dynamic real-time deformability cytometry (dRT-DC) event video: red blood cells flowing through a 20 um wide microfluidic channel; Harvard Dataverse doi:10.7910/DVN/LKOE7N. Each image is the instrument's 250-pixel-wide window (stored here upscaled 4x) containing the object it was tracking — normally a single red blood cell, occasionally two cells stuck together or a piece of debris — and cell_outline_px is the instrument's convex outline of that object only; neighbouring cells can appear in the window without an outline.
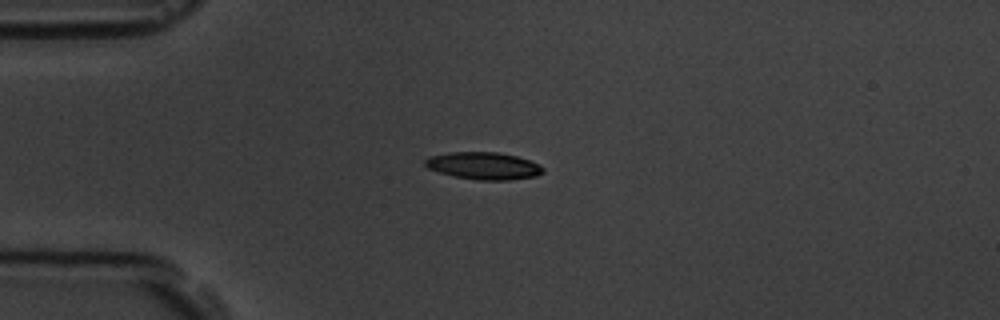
{"species": "common noctule bat (a hibernating species)", "species_latin": "Nyctalus noctula", "temperature_condition": "room temperature", "stored_images_in_passage": 9, "camera_frame_rate_fps": 3000, "um_per_image_px": 0.085, "animal": {"sex": "male", "body_mass_g": 19.5, "forearm_length_mm": 54.6}, "frame": {"image": 1, "passage_image": 4, "time_ms": 3.667, "image_size_px": [1000, 320], "cell_outline_px": [[544, 172], [536, 176], [508, 180], [476, 180], [452, 176], [428, 168], [424, 164], [424, 160], [428, 156], [452, 152], [496, 152], [516, 156], [540, 164], [544, 168]], "centroid_in_image_um": [41.1, 14.09], "position_along_channel_um": 43.9, "area_um2": 18.79}}
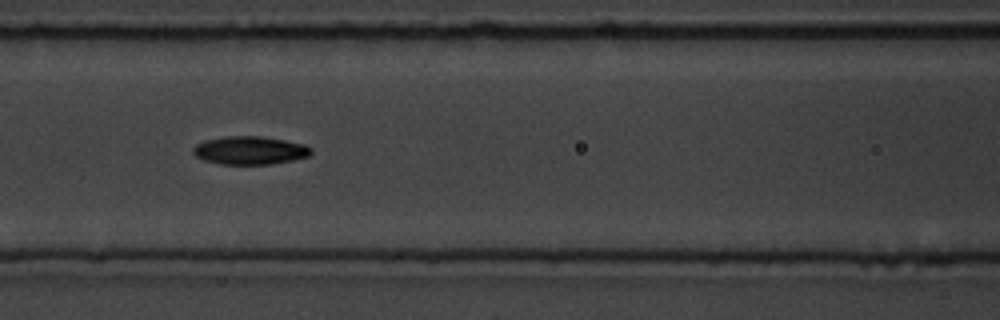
{"frame": {"image": 2, "passage_image": 7, "time_ms": 7.0, "image_size_px": [1000, 320], "cell_outline_px": [[312, 152], [308, 156], [292, 160], [272, 164], [220, 164], [204, 160], [196, 156], [192, 152], [192, 148], [196, 144], [204, 140], [224, 136], [260, 136], [284, 140], [304, 144], [312, 148]], "centroid_in_image_um": [21.22, 12.78], "position_along_channel_um": 145.4, "area_um2": 19.42}}
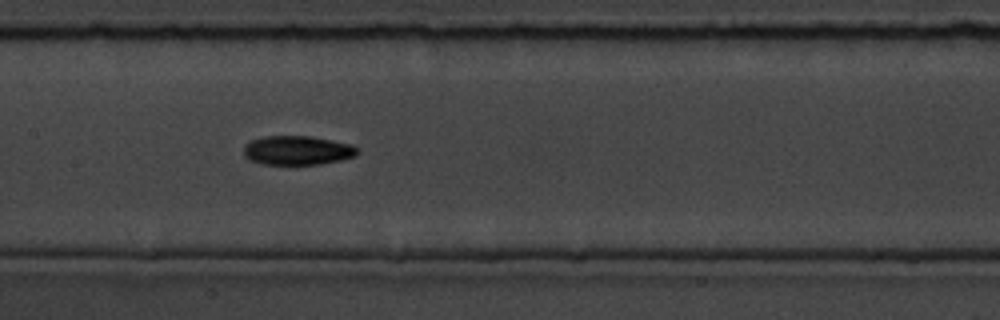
{"frame": {"image": 3, "passage_image": 8, "time_ms": 8.0, "image_size_px": [1000, 320], "cell_outline_px": [[360, 152], [356, 156], [340, 160], [320, 164], [260, 164], [248, 160], [244, 156], [244, 144], [252, 140], [264, 136], [308, 136], [352, 144]], "centroid_in_image_um": [25.25, 12.78], "position_along_channel_um": 182.1, "area_um2": 19.36}}